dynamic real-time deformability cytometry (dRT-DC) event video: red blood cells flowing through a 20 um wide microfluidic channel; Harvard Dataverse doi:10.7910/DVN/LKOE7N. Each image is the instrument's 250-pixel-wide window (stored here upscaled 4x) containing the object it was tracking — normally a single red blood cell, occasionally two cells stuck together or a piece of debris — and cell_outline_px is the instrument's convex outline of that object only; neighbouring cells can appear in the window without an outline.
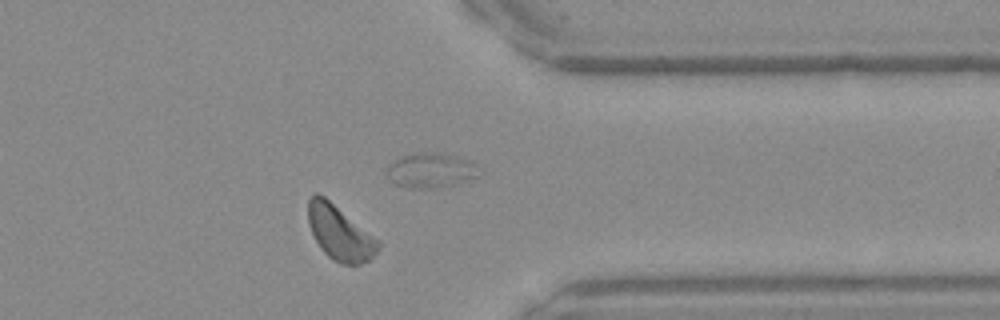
{"species": "Egyptian fruit bat (a non-hibernating species)", "species_latin": "Rousettus aegyptiacus", "temperature_condition": "warm", "stored_images_in_passage": 42, "camera_frame_rate_fps": 3000, "um_per_image_px": 0.085, "frame": {"image": 1, "passage_image": 33, "time_ms": 10.667, "image_size_px": [1000, 320], "cell_outline_px": [[380, 248], [368, 260], [360, 264], [340, 264], [332, 260], [320, 248], [308, 224], [308, 200], [316, 192], [324, 196], [380, 240]], "centroid_in_image_um": [28.88, 19.8], "position_along_channel_um": 382.5, "area_um2": 22.2}}
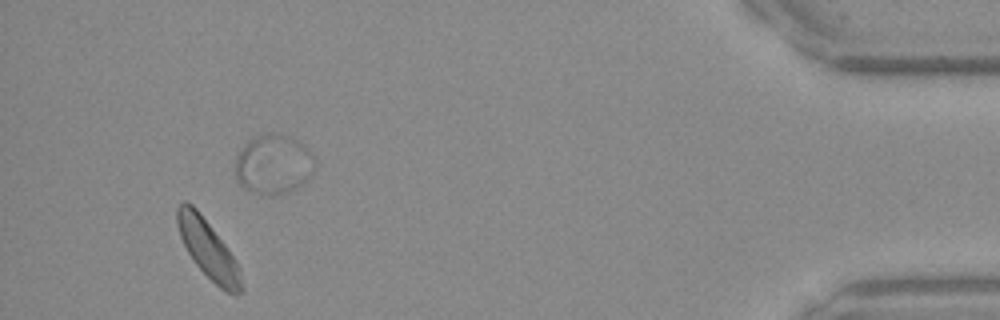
{"frame": {"image": 2, "passage_image": 39, "time_ms": 12.667, "image_size_px": [1000, 320], "cell_outline_px": [[244, 292], [236, 296], [220, 288], [196, 264], [188, 252], [180, 236], [176, 224], [176, 208], [184, 200], [192, 204], [196, 208], [224, 244], [232, 256], [236, 264], [244, 288]], "centroid_in_image_um": [17.66, 21.18], "position_along_channel_um": 417.5, "area_um2": 21.21}}